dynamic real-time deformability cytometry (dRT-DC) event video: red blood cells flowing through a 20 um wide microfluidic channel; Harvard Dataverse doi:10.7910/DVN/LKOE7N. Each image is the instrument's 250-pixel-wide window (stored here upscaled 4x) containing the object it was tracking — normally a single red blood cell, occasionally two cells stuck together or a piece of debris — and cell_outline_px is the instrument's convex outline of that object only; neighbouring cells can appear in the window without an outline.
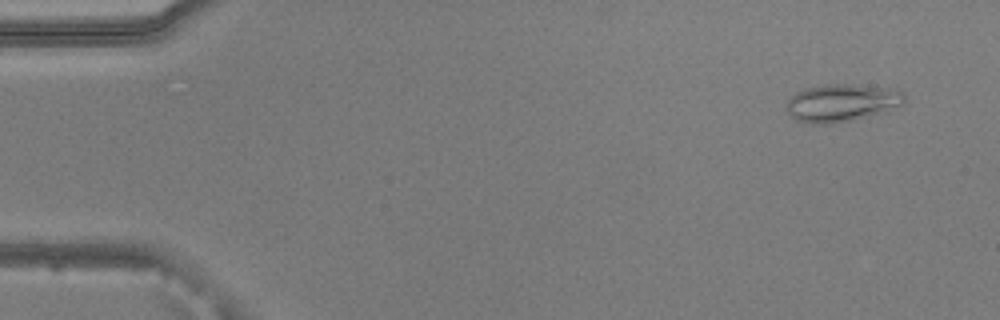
{"species": "common noctule bat (a hibernating species)", "species_latin": "Nyctalus noctula", "temperature_condition": "warm", "stored_images_in_passage": 53, "camera_frame_rate_fps": 3000, "um_per_image_px": 0.085, "animal": {"sex": "male", "body_mass_g": 20.5, "forearm_length_mm": 52.5}, "frame": {"image": 1, "passage_image": 4, "time_ms": 1.0, "image_size_px": [1000, 320], "cell_outline_px": [[904, 100], [900, 104], [884, 112], [832, 124], [812, 124], [796, 120], [788, 112], [788, 100], [796, 92], [804, 88], [828, 84], [844, 84], [892, 88], [904, 92]], "centroid_in_image_um": [71.52, 8.73], "position_along_channel_um": 13.5, "area_um2": 25.49}}
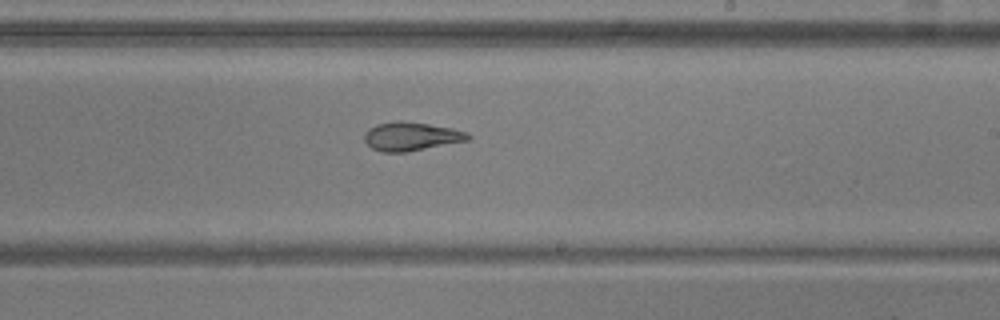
{"frame": {"image": 2, "passage_image": 32, "time_ms": 10.333, "image_size_px": [1000, 320], "cell_outline_px": [[472, 136], [468, 140], [404, 152], [380, 152], [372, 148], [364, 140], [364, 136], [368, 128], [376, 124], [396, 120], [400, 120], [428, 124], [452, 128], [468, 132]], "centroid_in_image_um": [34.93, 11.58], "position_along_channel_um": 254.1, "area_um2": 17.22}}
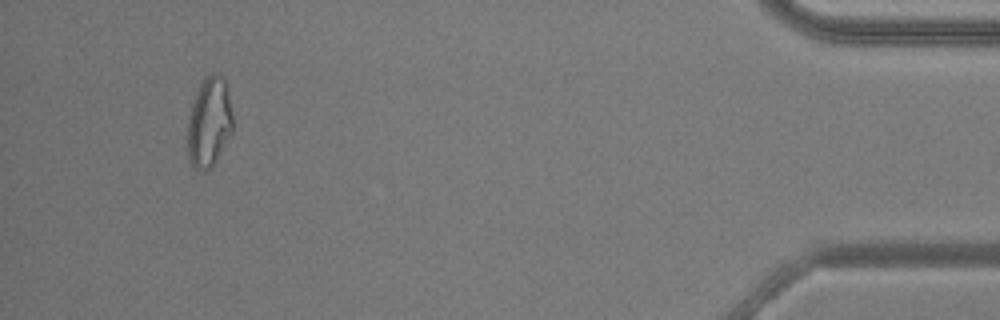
{"frame": {"image": 3, "passage_image": 50, "time_ms": 16.333, "image_size_px": [1000, 320], "cell_outline_px": [[232, 132], [216, 160], [204, 172], [196, 168], [192, 164], [188, 156], [188, 120], [192, 104], [196, 92], [204, 76], [212, 72], [216, 72], [224, 80], [232, 112]], "centroid_in_image_um": [17.77, 10.36], "position_along_channel_um": 417.4, "area_um2": 23.29}, "authors_computed_cell_mechanics": {"area_um2": 19.8832, "velocity_mm_per_s": 3.8626, "shape_relaxation_time_tau1_ms": null, "shape_relaxation_time_tau2_ms": 1.8283, "deformation_change_tau1": null, "deformation_change_tau2": 0.1}}